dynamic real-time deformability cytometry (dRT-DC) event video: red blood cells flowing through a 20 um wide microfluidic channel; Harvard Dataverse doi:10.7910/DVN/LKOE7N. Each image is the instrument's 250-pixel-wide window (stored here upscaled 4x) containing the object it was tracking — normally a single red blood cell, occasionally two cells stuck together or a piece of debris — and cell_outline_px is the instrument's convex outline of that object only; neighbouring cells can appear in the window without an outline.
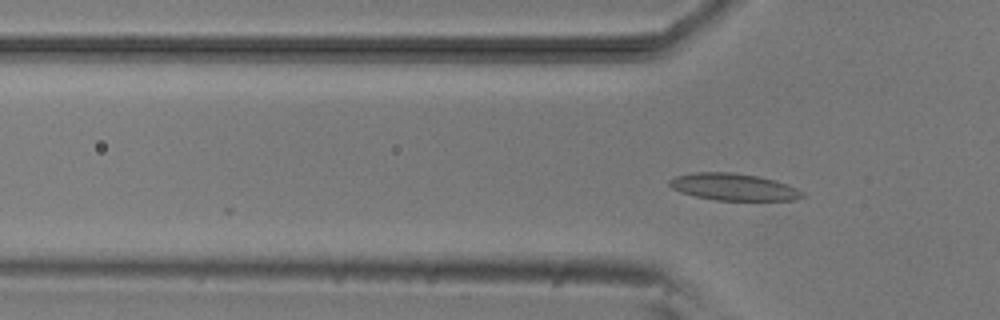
{"species": "common noctule bat (a hibernating species)", "species_latin": "Nyctalus noctula", "temperature_condition": "room temperature", "stored_images_in_passage": 6, "camera_frame_rate_fps": 3000, "um_per_image_px": 0.085, "animal": {"sex": "male", "body_mass_g": 20.5, "forearm_length_mm": 52.5}, "frame": {"image": 1, "passage_image": 5, "time_ms": 4.667, "image_size_px": [1000, 320], "cell_outline_px": [[808, 196], [796, 200], [716, 200], [696, 196], [680, 192], [672, 188], [668, 184], [668, 180], [676, 176], [696, 172], [732, 172], [760, 176], [796, 188], [804, 192]], "centroid_in_image_um": [62.36, 15.89], "position_along_channel_um": 63.4, "area_um2": 20.87}}
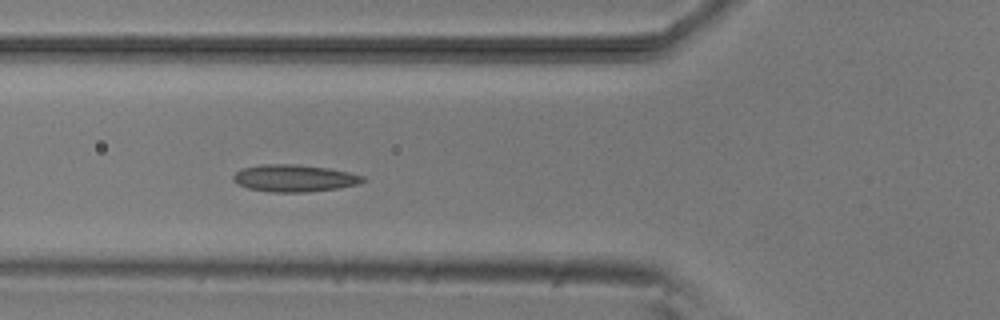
{"frame": {"image": 2, "passage_image": 6, "time_ms": 5.667, "image_size_px": [1000, 320], "cell_outline_px": [[368, 180], [356, 184], [340, 188], [304, 192], [272, 192], [248, 188], [232, 180], [232, 176], [240, 168], [264, 164], [296, 164], [328, 168], [348, 172], [364, 176]], "centroid_in_image_um": [25.02, 15.14], "position_along_channel_um": 100.8, "area_um2": 20.46}}